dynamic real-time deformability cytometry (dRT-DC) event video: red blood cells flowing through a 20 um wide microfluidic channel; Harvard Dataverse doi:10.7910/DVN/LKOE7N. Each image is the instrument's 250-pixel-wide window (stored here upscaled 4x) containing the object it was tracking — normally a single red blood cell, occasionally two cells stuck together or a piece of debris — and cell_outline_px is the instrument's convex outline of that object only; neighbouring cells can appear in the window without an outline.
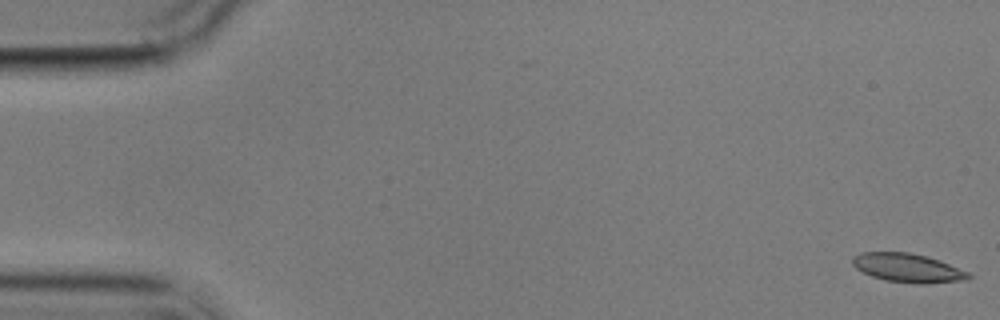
{"species": "common noctule bat (a hibernating species)", "species_latin": "Nyctalus noctula", "temperature_condition": "cold", "stored_images_in_passage": 5, "segment_of_instrument_passage": [2, 2], "camera_frame_rate_fps": 3000, "um_per_image_px": 0.085, "animal": {"sex": "male", "body_mass_g": 17.9}, "frame": {"image": 1, "passage_image": 5, "time_ms": 5.667, "image_size_px": [1000, 320], "cell_outline_px": [[972, 276], [968, 280], [924, 284], [916, 284], [884, 280], [872, 276], [856, 268], [852, 264], [852, 256], [860, 252], [908, 252], [924, 256], [948, 264], [968, 272]], "centroid_in_image_um": [77.13, 22.78], "position_along_channel_um": 7.9, "area_um2": 19.36}}